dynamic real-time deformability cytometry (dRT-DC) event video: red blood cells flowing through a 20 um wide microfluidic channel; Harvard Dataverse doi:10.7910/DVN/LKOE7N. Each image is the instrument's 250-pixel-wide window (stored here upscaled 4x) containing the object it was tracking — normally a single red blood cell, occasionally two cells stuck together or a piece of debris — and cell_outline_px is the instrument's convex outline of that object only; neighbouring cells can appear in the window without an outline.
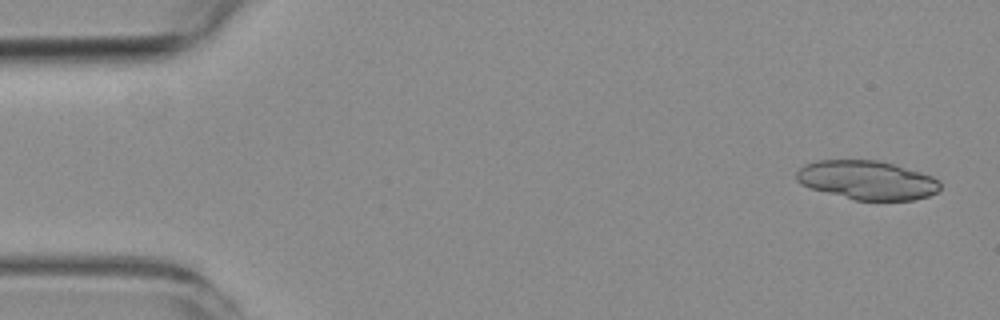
{"species": "common noctule bat (a hibernating species)", "species_latin": "Nyctalus noctula", "temperature_condition": "room temperature", "stored_images_in_passage": 3, "camera_frame_rate_fps": 3000, "um_per_image_px": 0.085, "animal": {"sex": "female", "body_mass_g": 19.3, "forearm_length_mm": 54.1}, "frame": {"image": 1, "passage_image": 1, "time_ms": 0.0, "image_size_px": [1000, 320], "cell_outline_px": [[940, 188], [936, 192], [928, 196], [912, 200], [856, 200], [812, 188], [800, 184], [796, 180], [796, 172], [804, 164], [816, 160], [880, 160], [896, 164], [932, 176], [940, 180]], "centroid_in_image_um": [73.71, 15.29], "position_along_channel_um": 11.3, "area_um2": 32.6}}